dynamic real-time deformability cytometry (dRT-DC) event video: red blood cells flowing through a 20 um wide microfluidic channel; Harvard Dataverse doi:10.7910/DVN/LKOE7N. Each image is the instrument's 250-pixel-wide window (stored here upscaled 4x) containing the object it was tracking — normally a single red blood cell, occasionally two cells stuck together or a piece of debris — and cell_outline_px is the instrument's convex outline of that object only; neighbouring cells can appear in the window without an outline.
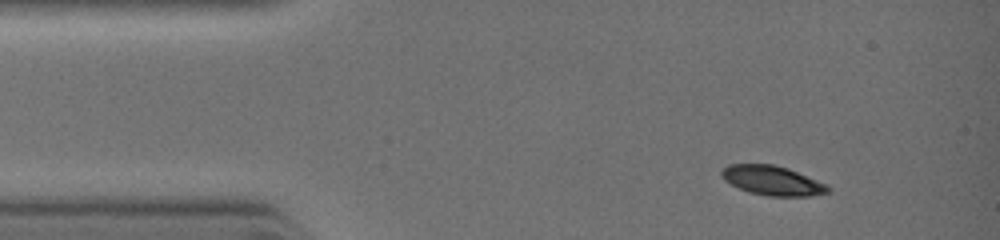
{"species": "common noctule bat (a hibernating species)", "species_latin": "Nyctalus noctula", "temperature_condition": "warm", "stored_images_in_passage": 4, "camera_frame_rate_fps": 3000, "um_per_image_px": 0.085, "animal": {"sex": "female", "body_mass_g": 19.0, "forearm_length_mm": 51.5}, "frame": {"image": 1, "passage_image": 1, "time_ms": 0.0, "image_size_px": [1000, 240], "cell_outline_px": [[828, 192], [808, 196], [768, 196], [748, 192], [724, 180], [720, 176], [720, 172], [728, 164], [772, 164], [788, 168], [824, 184], [828, 188]], "centroid_in_image_um": [65.57, 15.34], "position_along_channel_um": 19.4, "area_um2": 17.92}}
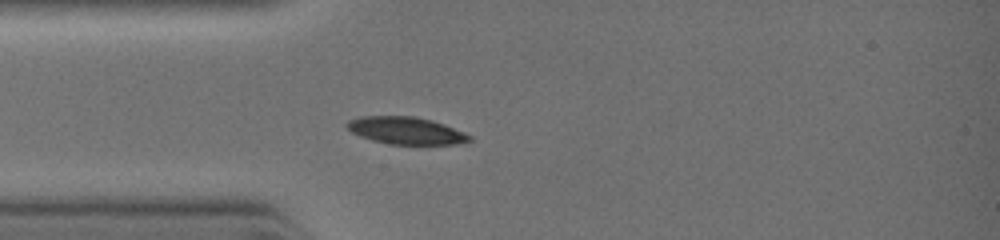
{"frame": {"image": 2, "passage_image": 4, "time_ms": 1.667, "image_size_px": [1000, 240], "cell_outline_px": [[472, 140], [452, 144], [388, 144], [372, 140], [360, 136], [352, 132], [344, 124], [348, 120], [360, 116], [416, 116], [432, 120], [472, 136]], "centroid_in_image_um": [34.45, 11.09], "position_along_channel_um": 50.6, "area_um2": 19.31}}